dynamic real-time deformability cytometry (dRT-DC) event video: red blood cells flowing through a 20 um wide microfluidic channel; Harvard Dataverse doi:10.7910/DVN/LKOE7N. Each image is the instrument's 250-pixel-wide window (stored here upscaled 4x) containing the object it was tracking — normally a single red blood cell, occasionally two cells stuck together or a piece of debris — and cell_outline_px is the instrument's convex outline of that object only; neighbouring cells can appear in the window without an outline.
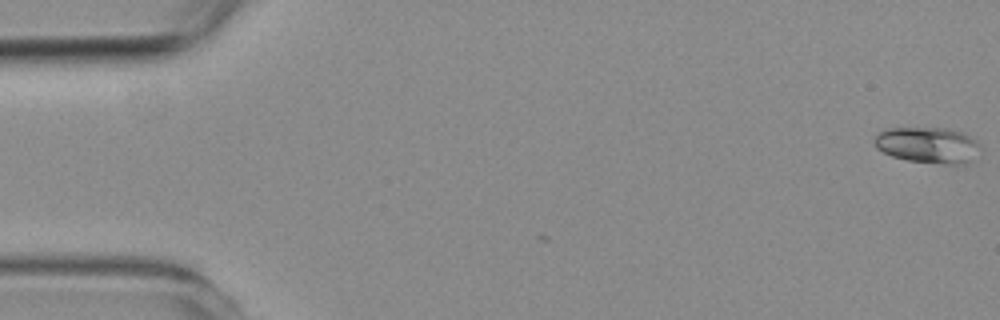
{"species": "common noctule bat (a hibernating species)", "species_latin": "Nyctalus noctula", "temperature_condition": "room temperature", "stored_images_in_passage": 3, "camera_frame_rate_fps": 3000, "um_per_image_px": 0.085, "animal": {"sex": "female", "body_mass_g": 19.3, "forearm_length_mm": 54.1}, "frame": {"image": 1, "passage_image": 1, "time_ms": 0.0, "image_size_px": [1000, 320], "cell_outline_px": [[980, 148], [964, 164], [948, 164], [908, 160], [892, 156], [876, 148], [872, 140], [880, 132], [888, 128], [948, 128], [960, 132], [976, 140], [980, 144]], "centroid_in_image_um": [78.82, 12.32], "position_along_channel_um": 6.2, "area_um2": 21.85}}